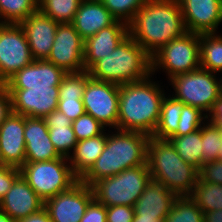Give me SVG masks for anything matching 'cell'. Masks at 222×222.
Masks as SVG:
<instances>
[{"instance_id":"1","label":"cell","mask_w":222,"mask_h":222,"mask_svg":"<svg viewBox=\"0 0 222 222\" xmlns=\"http://www.w3.org/2000/svg\"><path fill=\"white\" fill-rule=\"evenodd\" d=\"M185 32L178 0H147L129 24V35L150 56Z\"/></svg>"},{"instance_id":"2","label":"cell","mask_w":222,"mask_h":222,"mask_svg":"<svg viewBox=\"0 0 222 222\" xmlns=\"http://www.w3.org/2000/svg\"><path fill=\"white\" fill-rule=\"evenodd\" d=\"M151 78L120 85L117 129L153 135L166 93Z\"/></svg>"},{"instance_id":"3","label":"cell","mask_w":222,"mask_h":222,"mask_svg":"<svg viewBox=\"0 0 222 222\" xmlns=\"http://www.w3.org/2000/svg\"><path fill=\"white\" fill-rule=\"evenodd\" d=\"M107 134L103 152L92 167L79 179L91 186L96 181L119 174L125 169L144 165L149 136L135 131L119 130Z\"/></svg>"},{"instance_id":"4","label":"cell","mask_w":222,"mask_h":222,"mask_svg":"<svg viewBox=\"0 0 222 222\" xmlns=\"http://www.w3.org/2000/svg\"><path fill=\"white\" fill-rule=\"evenodd\" d=\"M146 162L151 179L177 196H190L193 193L199 171L178 155L168 139L148 138Z\"/></svg>"},{"instance_id":"5","label":"cell","mask_w":222,"mask_h":222,"mask_svg":"<svg viewBox=\"0 0 222 222\" xmlns=\"http://www.w3.org/2000/svg\"><path fill=\"white\" fill-rule=\"evenodd\" d=\"M87 71L91 78L99 81L129 84L152 75V59L128 35L111 54L95 62Z\"/></svg>"},{"instance_id":"6","label":"cell","mask_w":222,"mask_h":222,"mask_svg":"<svg viewBox=\"0 0 222 222\" xmlns=\"http://www.w3.org/2000/svg\"><path fill=\"white\" fill-rule=\"evenodd\" d=\"M151 180L147 162L128 168L117 175L102 178L91 185L94 199L105 207L125 205L134 207Z\"/></svg>"},{"instance_id":"7","label":"cell","mask_w":222,"mask_h":222,"mask_svg":"<svg viewBox=\"0 0 222 222\" xmlns=\"http://www.w3.org/2000/svg\"><path fill=\"white\" fill-rule=\"evenodd\" d=\"M21 176L43 200L70 189L79 181L66 157L40 162H25Z\"/></svg>"},{"instance_id":"8","label":"cell","mask_w":222,"mask_h":222,"mask_svg":"<svg viewBox=\"0 0 222 222\" xmlns=\"http://www.w3.org/2000/svg\"><path fill=\"white\" fill-rule=\"evenodd\" d=\"M199 52L200 35L187 31L151 56L152 75L161 68L163 71L166 70L168 79L182 73L195 71L200 68Z\"/></svg>"},{"instance_id":"9","label":"cell","mask_w":222,"mask_h":222,"mask_svg":"<svg viewBox=\"0 0 222 222\" xmlns=\"http://www.w3.org/2000/svg\"><path fill=\"white\" fill-rule=\"evenodd\" d=\"M215 74L199 68L172 77L169 79L175 91L172 96L208 115L220 96L219 77Z\"/></svg>"},{"instance_id":"10","label":"cell","mask_w":222,"mask_h":222,"mask_svg":"<svg viewBox=\"0 0 222 222\" xmlns=\"http://www.w3.org/2000/svg\"><path fill=\"white\" fill-rule=\"evenodd\" d=\"M34 61L20 24L0 23V84Z\"/></svg>"},{"instance_id":"11","label":"cell","mask_w":222,"mask_h":222,"mask_svg":"<svg viewBox=\"0 0 222 222\" xmlns=\"http://www.w3.org/2000/svg\"><path fill=\"white\" fill-rule=\"evenodd\" d=\"M119 91L118 84L90 78L82 96L85 113L90 114L104 127L117 129Z\"/></svg>"},{"instance_id":"12","label":"cell","mask_w":222,"mask_h":222,"mask_svg":"<svg viewBox=\"0 0 222 222\" xmlns=\"http://www.w3.org/2000/svg\"><path fill=\"white\" fill-rule=\"evenodd\" d=\"M47 61L66 73L84 71V39L72 23H59Z\"/></svg>"},{"instance_id":"13","label":"cell","mask_w":222,"mask_h":222,"mask_svg":"<svg viewBox=\"0 0 222 222\" xmlns=\"http://www.w3.org/2000/svg\"><path fill=\"white\" fill-rule=\"evenodd\" d=\"M93 199L91 186L79 180L70 189L44 201V207L52 222H80Z\"/></svg>"},{"instance_id":"14","label":"cell","mask_w":222,"mask_h":222,"mask_svg":"<svg viewBox=\"0 0 222 222\" xmlns=\"http://www.w3.org/2000/svg\"><path fill=\"white\" fill-rule=\"evenodd\" d=\"M8 90L11 95L12 112L17 114L44 118L57 109L59 87Z\"/></svg>"},{"instance_id":"15","label":"cell","mask_w":222,"mask_h":222,"mask_svg":"<svg viewBox=\"0 0 222 222\" xmlns=\"http://www.w3.org/2000/svg\"><path fill=\"white\" fill-rule=\"evenodd\" d=\"M186 31L216 33L222 22V0H178Z\"/></svg>"},{"instance_id":"16","label":"cell","mask_w":222,"mask_h":222,"mask_svg":"<svg viewBox=\"0 0 222 222\" xmlns=\"http://www.w3.org/2000/svg\"><path fill=\"white\" fill-rule=\"evenodd\" d=\"M19 24L26 35L33 59H47L59 23L37 10Z\"/></svg>"},{"instance_id":"17","label":"cell","mask_w":222,"mask_h":222,"mask_svg":"<svg viewBox=\"0 0 222 222\" xmlns=\"http://www.w3.org/2000/svg\"><path fill=\"white\" fill-rule=\"evenodd\" d=\"M66 72L46 59L34 60L17 71L6 83L8 89L58 87Z\"/></svg>"},{"instance_id":"18","label":"cell","mask_w":222,"mask_h":222,"mask_svg":"<svg viewBox=\"0 0 222 222\" xmlns=\"http://www.w3.org/2000/svg\"><path fill=\"white\" fill-rule=\"evenodd\" d=\"M25 116L12 112L0 125V148L8 166L21 168L25 163Z\"/></svg>"},{"instance_id":"19","label":"cell","mask_w":222,"mask_h":222,"mask_svg":"<svg viewBox=\"0 0 222 222\" xmlns=\"http://www.w3.org/2000/svg\"><path fill=\"white\" fill-rule=\"evenodd\" d=\"M128 35L129 25L116 20L112 25L85 39L84 69L88 70L95 62L111 54Z\"/></svg>"},{"instance_id":"20","label":"cell","mask_w":222,"mask_h":222,"mask_svg":"<svg viewBox=\"0 0 222 222\" xmlns=\"http://www.w3.org/2000/svg\"><path fill=\"white\" fill-rule=\"evenodd\" d=\"M25 162L55 160L61 156L50 141L45 120L38 117H25Z\"/></svg>"},{"instance_id":"21","label":"cell","mask_w":222,"mask_h":222,"mask_svg":"<svg viewBox=\"0 0 222 222\" xmlns=\"http://www.w3.org/2000/svg\"><path fill=\"white\" fill-rule=\"evenodd\" d=\"M44 207V201L20 175L0 201V209L15 221Z\"/></svg>"},{"instance_id":"22","label":"cell","mask_w":222,"mask_h":222,"mask_svg":"<svg viewBox=\"0 0 222 222\" xmlns=\"http://www.w3.org/2000/svg\"><path fill=\"white\" fill-rule=\"evenodd\" d=\"M177 197L163 184L151 179L143 194L135 202L134 216L165 218L170 213V208Z\"/></svg>"},{"instance_id":"23","label":"cell","mask_w":222,"mask_h":222,"mask_svg":"<svg viewBox=\"0 0 222 222\" xmlns=\"http://www.w3.org/2000/svg\"><path fill=\"white\" fill-rule=\"evenodd\" d=\"M115 21L116 19L101 0H82L72 24L85 40L101 29L112 25Z\"/></svg>"},{"instance_id":"24","label":"cell","mask_w":222,"mask_h":222,"mask_svg":"<svg viewBox=\"0 0 222 222\" xmlns=\"http://www.w3.org/2000/svg\"><path fill=\"white\" fill-rule=\"evenodd\" d=\"M50 141L57 153L69 158L71 150H74L77 139L72 127V121L59 110H54L44 118Z\"/></svg>"},{"instance_id":"25","label":"cell","mask_w":222,"mask_h":222,"mask_svg":"<svg viewBox=\"0 0 222 222\" xmlns=\"http://www.w3.org/2000/svg\"><path fill=\"white\" fill-rule=\"evenodd\" d=\"M107 142V133L77 141L68 161L73 173L80 179L98 159Z\"/></svg>"},{"instance_id":"26","label":"cell","mask_w":222,"mask_h":222,"mask_svg":"<svg viewBox=\"0 0 222 222\" xmlns=\"http://www.w3.org/2000/svg\"><path fill=\"white\" fill-rule=\"evenodd\" d=\"M184 105L182 101L177 100L173 96H164L161 103L160 117L152 137L159 139H169L172 137L177 131Z\"/></svg>"},{"instance_id":"27","label":"cell","mask_w":222,"mask_h":222,"mask_svg":"<svg viewBox=\"0 0 222 222\" xmlns=\"http://www.w3.org/2000/svg\"><path fill=\"white\" fill-rule=\"evenodd\" d=\"M168 140L187 164L200 171L203 165L201 128L186 135L172 136Z\"/></svg>"},{"instance_id":"28","label":"cell","mask_w":222,"mask_h":222,"mask_svg":"<svg viewBox=\"0 0 222 222\" xmlns=\"http://www.w3.org/2000/svg\"><path fill=\"white\" fill-rule=\"evenodd\" d=\"M200 34V68L222 73V35Z\"/></svg>"},{"instance_id":"29","label":"cell","mask_w":222,"mask_h":222,"mask_svg":"<svg viewBox=\"0 0 222 222\" xmlns=\"http://www.w3.org/2000/svg\"><path fill=\"white\" fill-rule=\"evenodd\" d=\"M190 197L203 213L222 209V185L206 182L200 176Z\"/></svg>"},{"instance_id":"30","label":"cell","mask_w":222,"mask_h":222,"mask_svg":"<svg viewBox=\"0 0 222 222\" xmlns=\"http://www.w3.org/2000/svg\"><path fill=\"white\" fill-rule=\"evenodd\" d=\"M82 0H40L38 10L58 23H72Z\"/></svg>"},{"instance_id":"31","label":"cell","mask_w":222,"mask_h":222,"mask_svg":"<svg viewBox=\"0 0 222 222\" xmlns=\"http://www.w3.org/2000/svg\"><path fill=\"white\" fill-rule=\"evenodd\" d=\"M37 10L36 0H0V23L19 24Z\"/></svg>"},{"instance_id":"32","label":"cell","mask_w":222,"mask_h":222,"mask_svg":"<svg viewBox=\"0 0 222 222\" xmlns=\"http://www.w3.org/2000/svg\"><path fill=\"white\" fill-rule=\"evenodd\" d=\"M203 211L190 196H178L164 222H203Z\"/></svg>"},{"instance_id":"33","label":"cell","mask_w":222,"mask_h":222,"mask_svg":"<svg viewBox=\"0 0 222 222\" xmlns=\"http://www.w3.org/2000/svg\"><path fill=\"white\" fill-rule=\"evenodd\" d=\"M91 78L87 70L74 73H66L59 87V100H82L88 80Z\"/></svg>"},{"instance_id":"34","label":"cell","mask_w":222,"mask_h":222,"mask_svg":"<svg viewBox=\"0 0 222 222\" xmlns=\"http://www.w3.org/2000/svg\"><path fill=\"white\" fill-rule=\"evenodd\" d=\"M201 144L203 164L218 160L222 132L209 121L201 127Z\"/></svg>"},{"instance_id":"35","label":"cell","mask_w":222,"mask_h":222,"mask_svg":"<svg viewBox=\"0 0 222 222\" xmlns=\"http://www.w3.org/2000/svg\"><path fill=\"white\" fill-rule=\"evenodd\" d=\"M111 15L118 21L130 24L138 10L147 0H101Z\"/></svg>"},{"instance_id":"36","label":"cell","mask_w":222,"mask_h":222,"mask_svg":"<svg viewBox=\"0 0 222 222\" xmlns=\"http://www.w3.org/2000/svg\"><path fill=\"white\" fill-rule=\"evenodd\" d=\"M203 121H207L206 113H203L199 108L184 105L177 131L173 136H182L192 133L202 127L204 124Z\"/></svg>"},{"instance_id":"37","label":"cell","mask_w":222,"mask_h":222,"mask_svg":"<svg viewBox=\"0 0 222 222\" xmlns=\"http://www.w3.org/2000/svg\"><path fill=\"white\" fill-rule=\"evenodd\" d=\"M72 127L77 141L96 137L106 131V128L88 113L72 121Z\"/></svg>"},{"instance_id":"38","label":"cell","mask_w":222,"mask_h":222,"mask_svg":"<svg viewBox=\"0 0 222 222\" xmlns=\"http://www.w3.org/2000/svg\"><path fill=\"white\" fill-rule=\"evenodd\" d=\"M199 176L206 182L222 185V161L204 163L199 171Z\"/></svg>"},{"instance_id":"39","label":"cell","mask_w":222,"mask_h":222,"mask_svg":"<svg viewBox=\"0 0 222 222\" xmlns=\"http://www.w3.org/2000/svg\"><path fill=\"white\" fill-rule=\"evenodd\" d=\"M107 222H132L135 210L132 206L117 205L106 207Z\"/></svg>"},{"instance_id":"40","label":"cell","mask_w":222,"mask_h":222,"mask_svg":"<svg viewBox=\"0 0 222 222\" xmlns=\"http://www.w3.org/2000/svg\"><path fill=\"white\" fill-rule=\"evenodd\" d=\"M57 110L61 111L71 121L76 120L79 116L85 113L82 100L75 99L59 100Z\"/></svg>"},{"instance_id":"41","label":"cell","mask_w":222,"mask_h":222,"mask_svg":"<svg viewBox=\"0 0 222 222\" xmlns=\"http://www.w3.org/2000/svg\"><path fill=\"white\" fill-rule=\"evenodd\" d=\"M20 175V168L8 165L0 168V201Z\"/></svg>"},{"instance_id":"42","label":"cell","mask_w":222,"mask_h":222,"mask_svg":"<svg viewBox=\"0 0 222 222\" xmlns=\"http://www.w3.org/2000/svg\"><path fill=\"white\" fill-rule=\"evenodd\" d=\"M106 207L93 199L83 215L80 222H107Z\"/></svg>"},{"instance_id":"43","label":"cell","mask_w":222,"mask_h":222,"mask_svg":"<svg viewBox=\"0 0 222 222\" xmlns=\"http://www.w3.org/2000/svg\"><path fill=\"white\" fill-rule=\"evenodd\" d=\"M12 113V101L5 84H0V125Z\"/></svg>"},{"instance_id":"44","label":"cell","mask_w":222,"mask_h":222,"mask_svg":"<svg viewBox=\"0 0 222 222\" xmlns=\"http://www.w3.org/2000/svg\"><path fill=\"white\" fill-rule=\"evenodd\" d=\"M210 118V119H209ZM207 121L211 122L222 132V96L214 103L211 111L207 115Z\"/></svg>"},{"instance_id":"45","label":"cell","mask_w":222,"mask_h":222,"mask_svg":"<svg viewBox=\"0 0 222 222\" xmlns=\"http://www.w3.org/2000/svg\"><path fill=\"white\" fill-rule=\"evenodd\" d=\"M17 222H52V221L51 218L49 217L47 210L45 209V207H43L42 209L34 213H31L27 217L17 220Z\"/></svg>"},{"instance_id":"46","label":"cell","mask_w":222,"mask_h":222,"mask_svg":"<svg viewBox=\"0 0 222 222\" xmlns=\"http://www.w3.org/2000/svg\"><path fill=\"white\" fill-rule=\"evenodd\" d=\"M203 222H222V209L205 212Z\"/></svg>"},{"instance_id":"47","label":"cell","mask_w":222,"mask_h":222,"mask_svg":"<svg viewBox=\"0 0 222 222\" xmlns=\"http://www.w3.org/2000/svg\"><path fill=\"white\" fill-rule=\"evenodd\" d=\"M165 218H148L142 216H134L132 222H164Z\"/></svg>"},{"instance_id":"48","label":"cell","mask_w":222,"mask_h":222,"mask_svg":"<svg viewBox=\"0 0 222 222\" xmlns=\"http://www.w3.org/2000/svg\"><path fill=\"white\" fill-rule=\"evenodd\" d=\"M0 222H17L0 209Z\"/></svg>"},{"instance_id":"49","label":"cell","mask_w":222,"mask_h":222,"mask_svg":"<svg viewBox=\"0 0 222 222\" xmlns=\"http://www.w3.org/2000/svg\"><path fill=\"white\" fill-rule=\"evenodd\" d=\"M7 166L4 162L3 156H2V152H1V148H0V168Z\"/></svg>"},{"instance_id":"50","label":"cell","mask_w":222,"mask_h":222,"mask_svg":"<svg viewBox=\"0 0 222 222\" xmlns=\"http://www.w3.org/2000/svg\"><path fill=\"white\" fill-rule=\"evenodd\" d=\"M218 160L222 161V145L219 147V156Z\"/></svg>"},{"instance_id":"51","label":"cell","mask_w":222,"mask_h":222,"mask_svg":"<svg viewBox=\"0 0 222 222\" xmlns=\"http://www.w3.org/2000/svg\"><path fill=\"white\" fill-rule=\"evenodd\" d=\"M222 77L219 78L220 95L222 96Z\"/></svg>"}]
</instances>
